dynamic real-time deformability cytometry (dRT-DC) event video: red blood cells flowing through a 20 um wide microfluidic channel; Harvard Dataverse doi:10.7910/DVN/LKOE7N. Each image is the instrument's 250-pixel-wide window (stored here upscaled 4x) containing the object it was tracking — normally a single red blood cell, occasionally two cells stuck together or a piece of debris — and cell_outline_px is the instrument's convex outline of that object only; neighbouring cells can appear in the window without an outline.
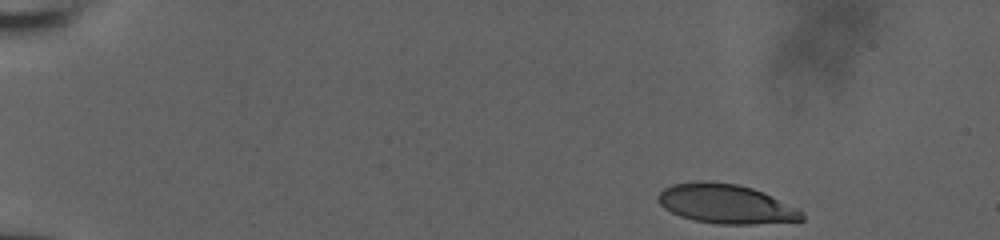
{"species": "human", "species_latin": "Homo sapiens", "temperature_condition": "room temperature", "stored_images_in_passage": 49, "camera_frame_rate_fps": 3000, "um_per_image_px": 0.085, "donor": {"sex": "male"}, "frame": {"image": 1, "passage_image": 1, "time_ms": 0.0, "image_size_px": [1000, 240], "cell_outline_px": [[804, 220], [752, 224], [716, 224], [692, 220], [680, 216], [664, 208], [660, 204], [660, 192], [664, 188], [672, 184], [736, 184], [752, 188], [764, 192], [800, 208], [804, 216]], "centroid_in_image_um": [61.8, 17.38], "position_along_channel_um": 23.2, "area_um2": 32.08}}
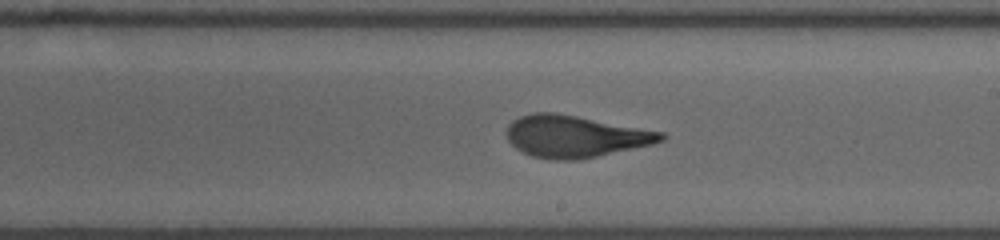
{"frame": {"image": 2, "passage_image": 28, "time_ms": 9.0, "image_size_px": [1000, 240], "cell_outline_px": [[668, 136], [664, 140], [652, 144], [580, 160], [556, 160], [532, 156], [516, 148], [508, 140], [504, 132], [508, 124], [512, 120], [520, 116], [532, 112], [552, 112], [576, 116], [664, 132]], "centroid_in_image_um": [48.86, 11.59], "position_along_channel_um": 240.1, "area_um2": 37.74}}
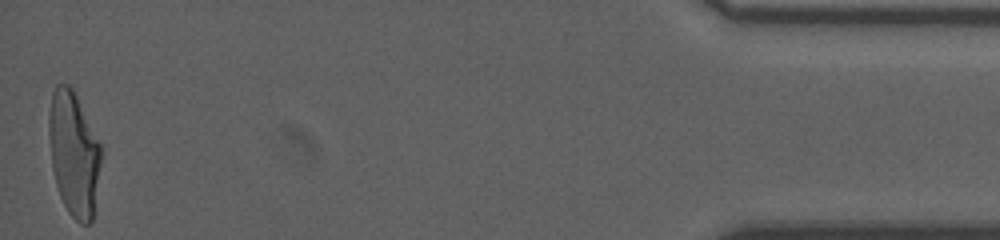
{"frame": {"image": 3, "passage_image": 49, "time_ms": 16.0, "image_size_px": [1000, 240], "cell_outline_px": [[100, 164], [92, 220], [88, 224], [80, 224], [68, 212], [60, 196], [56, 184], [52, 168], [48, 132], [48, 116], [52, 92], [56, 84], [68, 84], [72, 88], [100, 144]], "centroid_in_image_um": [6.24, 13.06], "position_along_channel_um": 429.0, "area_um2": 37.28}, "authors_computed_cell_mechanics": {"area_um2": 37.3966, "velocity_mm_per_s": 3.8504, "shape_relaxation_time_tau1_ms": 6.657, "shape_relaxation_time_tau2_ms": 0.9526, "deformation_change_tau1": 0.2469, "deformation_change_tau2": 0.081}}